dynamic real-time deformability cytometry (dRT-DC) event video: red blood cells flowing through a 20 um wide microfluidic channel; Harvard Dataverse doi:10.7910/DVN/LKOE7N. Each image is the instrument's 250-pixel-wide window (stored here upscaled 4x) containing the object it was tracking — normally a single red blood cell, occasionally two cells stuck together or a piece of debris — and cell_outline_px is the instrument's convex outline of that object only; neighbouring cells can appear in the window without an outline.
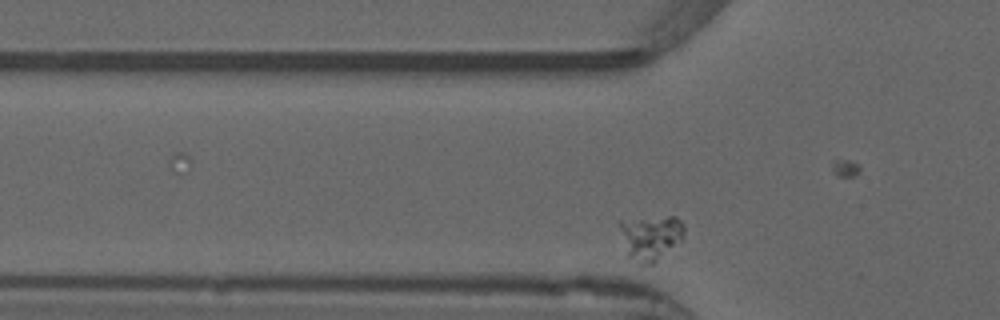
{"species": "common noctule bat (a hibernating species)", "species_latin": "Nyctalus noctula", "temperature_condition": "warm", "stored_images_in_passage": 37, "camera_frame_rate_fps": 3000, "um_per_image_px": 0.085, "animal": {"sex": "male", "forearm_length_mm": 52.5}, "frame": {"image": 1, "passage_image": 3, "time_ms": 0.667, "image_size_px": [1000, 320], "cell_outline_px": [[684, 236], [680, 240], [652, 264], [640, 264], [628, 256], [616, 224], [620, 220], [668, 216], [676, 216], [684, 224]], "centroid_in_image_um": [55.26, 20.14], "position_along_channel_um": 70.5, "area_um2": 16.88}}
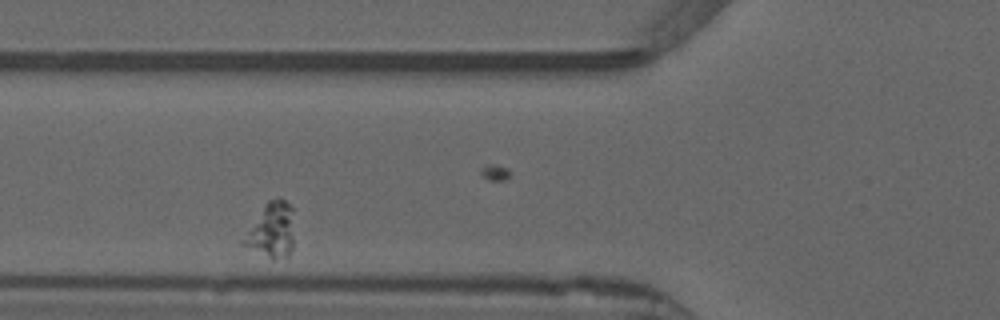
{"frame": {"image": 2, "passage_image": 6, "time_ms": 1.667, "image_size_px": [1000, 320], "cell_outline_px": [[292, 248], [288, 256], [272, 260], [240, 244], [240, 240], [264, 204], [268, 200], [284, 200], [292, 208]], "centroid_in_image_um": [23.03, 19.62], "position_along_channel_um": 102.8, "area_um2": 16.13}}
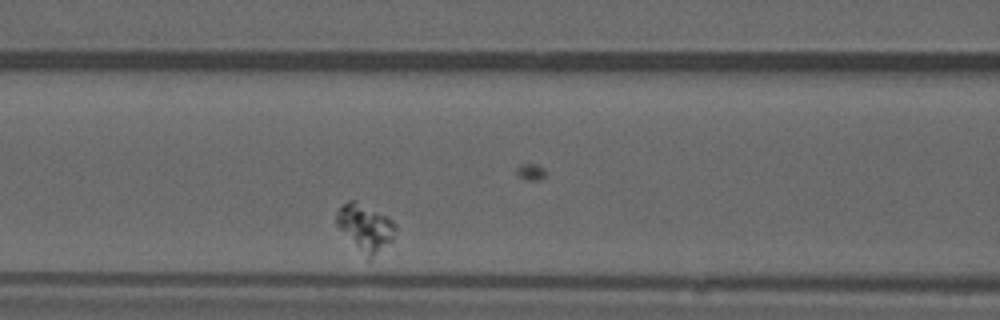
{"frame": {"image": 3, "passage_image": 9, "time_ms": 2.667, "image_size_px": [1000, 320], "cell_outline_px": [[396, 228], [392, 240], [368, 264], [336, 224], [336, 212], [340, 204], [348, 200], [352, 200], [388, 216], [396, 224]], "centroid_in_image_um": [31.04, 19.41], "position_along_channel_um": 135.6, "area_um2": 16.59}}